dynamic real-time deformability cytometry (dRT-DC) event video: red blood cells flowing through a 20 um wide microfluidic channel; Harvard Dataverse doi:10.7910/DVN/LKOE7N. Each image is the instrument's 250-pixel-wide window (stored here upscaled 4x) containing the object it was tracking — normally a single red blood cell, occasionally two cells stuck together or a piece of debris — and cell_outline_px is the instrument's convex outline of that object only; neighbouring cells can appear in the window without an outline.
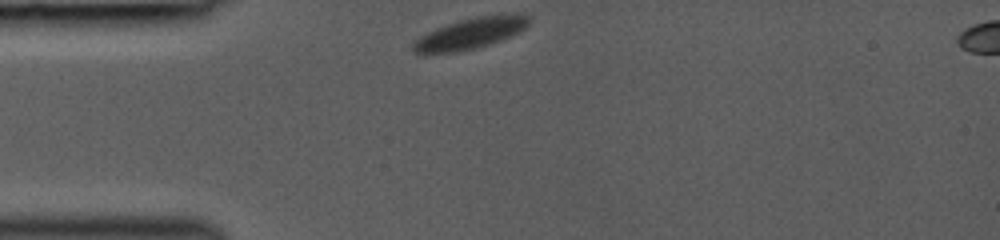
{"species": "common noctule bat (a hibernating species)", "species_latin": "Nyctalus noctula", "temperature_condition": "room temperature", "stored_images_in_passage": 12, "camera_frame_rate_fps": 3000, "um_per_image_px": 0.085, "animal": {"sex": "female", "body_mass_g": 19.0, "forearm_length_mm": 53.3}, "frame": {"image": 1, "passage_image": 1, "time_ms": 0.0, "image_size_px": [1000, 240], "cell_outline_px": [[532, 20], [520, 32], [500, 40], [476, 48], [456, 52], [424, 56], [420, 56], [412, 52], [412, 44], [420, 36], [436, 28], [456, 20], [476, 16], [516, 12], [532, 16]], "centroid_in_image_um": [39.96, 2.84], "position_along_channel_um": 45.0, "area_um2": 21.79}}
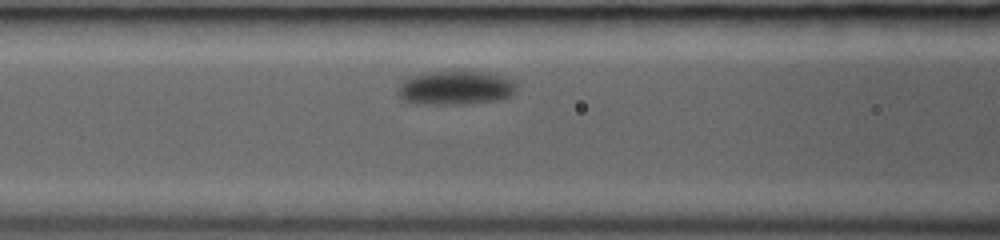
{"frame": {"image": 2, "passage_image": 8, "time_ms": 2.667, "image_size_px": [1000, 240], "cell_outline_px": [[516, 92], [512, 96], [496, 100], [464, 104], [412, 104], [404, 100], [400, 96], [400, 84], [408, 76], [432, 72], [480, 72], [500, 76], [512, 80], [516, 84]], "centroid_in_image_um": [38.72, 7.49], "position_along_channel_um": 127.9, "area_um2": 23.18}}
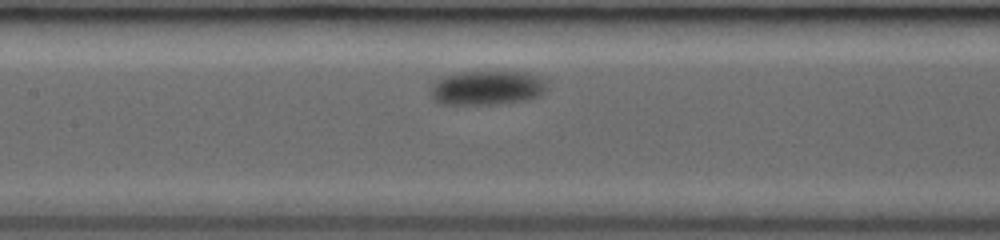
{"frame": {"image": 3, "passage_image": 11, "time_ms": 3.667, "image_size_px": [1000, 240], "cell_outline_px": [[548, 88], [544, 92], [528, 100], [492, 104], [440, 104], [432, 96], [432, 84], [436, 80], [444, 76], [460, 72], [528, 72], [540, 76]], "centroid_in_image_um": [41.42, 7.46], "position_along_channel_um": 166.0, "area_um2": 23.12}}